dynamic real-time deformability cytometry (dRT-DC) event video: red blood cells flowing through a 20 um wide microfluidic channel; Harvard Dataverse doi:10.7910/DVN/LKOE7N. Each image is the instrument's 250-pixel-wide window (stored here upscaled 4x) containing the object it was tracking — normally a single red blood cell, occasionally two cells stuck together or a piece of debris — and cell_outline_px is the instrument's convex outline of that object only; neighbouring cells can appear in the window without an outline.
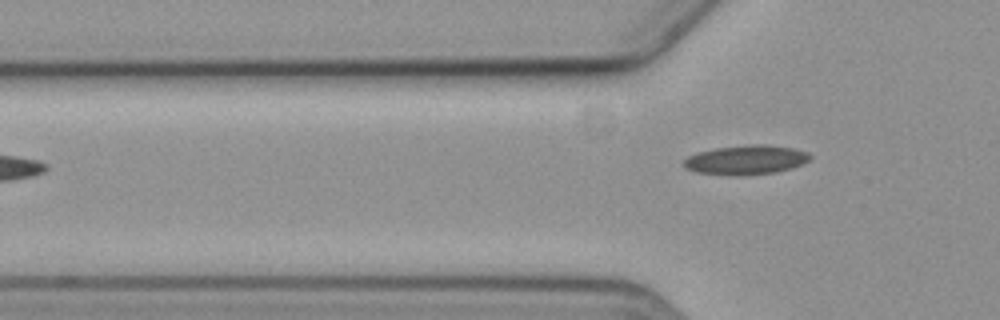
{"species": "common noctule bat (a hibernating species)", "species_latin": "Nyctalus noctula", "temperature_condition": "cold", "stored_images_in_passage": 5, "camera_frame_rate_fps": 3000, "um_per_image_px": 0.085, "animal": {"sex": "female", "body_mass_g": 19.3, "forearm_length_mm": 54.1}, "frame": {"image": 1, "passage_image": 5, "time_ms": 5.333, "image_size_px": [1000, 320], "cell_outline_px": [[812, 156], [808, 160], [792, 168], [776, 172], [696, 172], [684, 168], [680, 164], [688, 156], [696, 152], [716, 148], [752, 144], [768, 144], [792, 148], [808, 152]], "centroid_in_image_um": [63.41, 13.52], "position_along_channel_um": 62.4, "area_um2": 20.58}}